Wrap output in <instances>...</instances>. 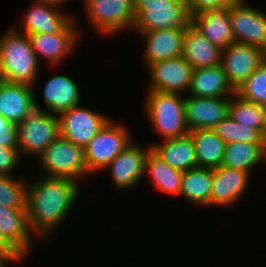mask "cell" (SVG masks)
I'll return each instance as SVG.
<instances>
[{
  "label": "cell",
  "mask_w": 266,
  "mask_h": 267,
  "mask_svg": "<svg viewBox=\"0 0 266 267\" xmlns=\"http://www.w3.org/2000/svg\"><path fill=\"white\" fill-rule=\"evenodd\" d=\"M182 57L193 69L212 67L221 64L222 49L190 24L183 38Z\"/></svg>",
  "instance_id": "23"
},
{
  "label": "cell",
  "mask_w": 266,
  "mask_h": 267,
  "mask_svg": "<svg viewBox=\"0 0 266 267\" xmlns=\"http://www.w3.org/2000/svg\"><path fill=\"white\" fill-rule=\"evenodd\" d=\"M10 263L1 253H0V267H8Z\"/></svg>",
  "instance_id": "41"
},
{
  "label": "cell",
  "mask_w": 266,
  "mask_h": 267,
  "mask_svg": "<svg viewBox=\"0 0 266 267\" xmlns=\"http://www.w3.org/2000/svg\"><path fill=\"white\" fill-rule=\"evenodd\" d=\"M132 30L145 33L153 30L187 28L191 15L184 0H169L168 4L147 5V9H134Z\"/></svg>",
  "instance_id": "8"
},
{
  "label": "cell",
  "mask_w": 266,
  "mask_h": 267,
  "mask_svg": "<svg viewBox=\"0 0 266 267\" xmlns=\"http://www.w3.org/2000/svg\"><path fill=\"white\" fill-rule=\"evenodd\" d=\"M40 1H44L48 4L57 6L58 8L59 6L61 7V5L64 6V4H67L68 1L70 2V0H40Z\"/></svg>",
  "instance_id": "39"
},
{
  "label": "cell",
  "mask_w": 266,
  "mask_h": 267,
  "mask_svg": "<svg viewBox=\"0 0 266 267\" xmlns=\"http://www.w3.org/2000/svg\"><path fill=\"white\" fill-rule=\"evenodd\" d=\"M0 145L9 148H18L17 125L0 114Z\"/></svg>",
  "instance_id": "35"
},
{
  "label": "cell",
  "mask_w": 266,
  "mask_h": 267,
  "mask_svg": "<svg viewBox=\"0 0 266 267\" xmlns=\"http://www.w3.org/2000/svg\"><path fill=\"white\" fill-rule=\"evenodd\" d=\"M229 116L237 123L256 129L262 134L263 105L246 101L234 94L230 97Z\"/></svg>",
  "instance_id": "30"
},
{
  "label": "cell",
  "mask_w": 266,
  "mask_h": 267,
  "mask_svg": "<svg viewBox=\"0 0 266 267\" xmlns=\"http://www.w3.org/2000/svg\"><path fill=\"white\" fill-rule=\"evenodd\" d=\"M262 136L266 140V105H263V124H262Z\"/></svg>",
  "instance_id": "40"
},
{
  "label": "cell",
  "mask_w": 266,
  "mask_h": 267,
  "mask_svg": "<svg viewBox=\"0 0 266 267\" xmlns=\"http://www.w3.org/2000/svg\"><path fill=\"white\" fill-rule=\"evenodd\" d=\"M90 25L102 36L132 30L135 14L125 0H83Z\"/></svg>",
  "instance_id": "7"
},
{
  "label": "cell",
  "mask_w": 266,
  "mask_h": 267,
  "mask_svg": "<svg viewBox=\"0 0 266 267\" xmlns=\"http://www.w3.org/2000/svg\"><path fill=\"white\" fill-rule=\"evenodd\" d=\"M0 253L11 263H18L24 257L0 233Z\"/></svg>",
  "instance_id": "37"
},
{
  "label": "cell",
  "mask_w": 266,
  "mask_h": 267,
  "mask_svg": "<svg viewBox=\"0 0 266 267\" xmlns=\"http://www.w3.org/2000/svg\"><path fill=\"white\" fill-rule=\"evenodd\" d=\"M37 160L47 177L68 178L80 182L81 177L90 175L84 148L60 135L44 149Z\"/></svg>",
  "instance_id": "4"
},
{
  "label": "cell",
  "mask_w": 266,
  "mask_h": 267,
  "mask_svg": "<svg viewBox=\"0 0 266 267\" xmlns=\"http://www.w3.org/2000/svg\"><path fill=\"white\" fill-rule=\"evenodd\" d=\"M0 233L24 258L31 252L36 236L30 230L25 208L0 206Z\"/></svg>",
  "instance_id": "22"
},
{
  "label": "cell",
  "mask_w": 266,
  "mask_h": 267,
  "mask_svg": "<svg viewBox=\"0 0 266 267\" xmlns=\"http://www.w3.org/2000/svg\"><path fill=\"white\" fill-rule=\"evenodd\" d=\"M151 145L147 149L133 141L105 168L110 170L113 186L124 190L141 182L144 178L145 162Z\"/></svg>",
  "instance_id": "14"
},
{
  "label": "cell",
  "mask_w": 266,
  "mask_h": 267,
  "mask_svg": "<svg viewBox=\"0 0 266 267\" xmlns=\"http://www.w3.org/2000/svg\"><path fill=\"white\" fill-rule=\"evenodd\" d=\"M27 181L22 177L0 175V206L25 208Z\"/></svg>",
  "instance_id": "32"
},
{
  "label": "cell",
  "mask_w": 266,
  "mask_h": 267,
  "mask_svg": "<svg viewBox=\"0 0 266 267\" xmlns=\"http://www.w3.org/2000/svg\"><path fill=\"white\" fill-rule=\"evenodd\" d=\"M148 90L144 111L153 129L162 139L186 136L190 130L185 120V96Z\"/></svg>",
  "instance_id": "3"
},
{
  "label": "cell",
  "mask_w": 266,
  "mask_h": 267,
  "mask_svg": "<svg viewBox=\"0 0 266 267\" xmlns=\"http://www.w3.org/2000/svg\"><path fill=\"white\" fill-rule=\"evenodd\" d=\"M40 177L27 181L25 209L31 232L47 240L72 211L81 191L78 181Z\"/></svg>",
  "instance_id": "1"
},
{
  "label": "cell",
  "mask_w": 266,
  "mask_h": 267,
  "mask_svg": "<svg viewBox=\"0 0 266 267\" xmlns=\"http://www.w3.org/2000/svg\"><path fill=\"white\" fill-rule=\"evenodd\" d=\"M44 85L43 98L47 109L40 107L37 97L34 96L36 110L58 116L81 102V91L76 82L68 76L54 75Z\"/></svg>",
  "instance_id": "16"
},
{
  "label": "cell",
  "mask_w": 266,
  "mask_h": 267,
  "mask_svg": "<svg viewBox=\"0 0 266 267\" xmlns=\"http://www.w3.org/2000/svg\"><path fill=\"white\" fill-rule=\"evenodd\" d=\"M250 175L225 166L214 168L211 206L229 207L237 203L248 188Z\"/></svg>",
  "instance_id": "17"
},
{
  "label": "cell",
  "mask_w": 266,
  "mask_h": 267,
  "mask_svg": "<svg viewBox=\"0 0 266 267\" xmlns=\"http://www.w3.org/2000/svg\"><path fill=\"white\" fill-rule=\"evenodd\" d=\"M235 94L246 101L266 105V60L240 85Z\"/></svg>",
  "instance_id": "33"
},
{
  "label": "cell",
  "mask_w": 266,
  "mask_h": 267,
  "mask_svg": "<svg viewBox=\"0 0 266 267\" xmlns=\"http://www.w3.org/2000/svg\"><path fill=\"white\" fill-rule=\"evenodd\" d=\"M266 60V51L259 46L234 42L222 50L221 66L236 91Z\"/></svg>",
  "instance_id": "10"
},
{
  "label": "cell",
  "mask_w": 266,
  "mask_h": 267,
  "mask_svg": "<svg viewBox=\"0 0 266 267\" xmlns=\"http://www.w3.org/2000/svg\"><path fill=\"white\" fill-rule=\"evenodd\" d=\"M21 158L18 148L0 145V175L11 176L12 171L18 168Z\"/></svg>",
  "instance_id": "34"
},
{
  "label": "cell",
  "mask_w": 266,
  "mask_h": 267,
  "mask_svg": "<svg viewBox=\"0 0 266 267\" xmlns=\"http://www.w3.org/2000/svg\"><path fill=\"white\" fill-rule=\"evenodd\" d=\"M78 22L73 18L60 32L56 34H29L31 47L39 60L45 59L53 65L60 64L64 58L72 54L73 49L78 46L80 32Z\"/></svg>",
  "instance_id": "11"
},
{
  "label": "cell",
  "mask_w": 266,
  "mask_h": 267,
  "mask_svg": "<svg viewBox=\"0 0 266 267\" xmlns=\"http://www.w3.org/2000/svg\"><path fill=\"white\" fill-rule=\"evenodd\" d=\"M188 134L193 139L197 167L214 169L222 166L226 143L213 129H193Z\"/></svg>",
  "instance_id": "27"
},
{
  "label": "cell",
  "mask_w": 266,
  "mask_h": 267,
  "mask_svg": "<svg viewBox=\"0 0 266 267\" xmlns=\"http://www.w3.org/2000/svg\"><path fill=\"white\" fill-rule=\"evenodd\" d=\"M213 169L195 167L183 172L179 197L195 206H210Z\"/></svg>",
  "instance_id": "26"
},
{
  "label": "cell",
  "mask_w": 266,
  "mask_h": 267,
  "mask_svg": "<svg viewBox=\"0 0 266 267\" xmlns=\"http://www.w3.org/2000/svg\"><path fill=\"white\" fill-rule=\"evenodd\" d=\"M230 97H185V120L189 130L213 129L229 115Z\"/></svg>",
  "instance_id": "15"
},
{
  "label": "cell",
  "mask_w": 266,
  "mask_h": 267,
  "mask_svg": "<svg viewBox=\"0 0 266 267\" xmlns=\"http://www.w3.org/2000/svg\"><path fill=\"white\" fill-rule=\"evenodd\" d=\"M74 17L61 11L57 6L44 1L35 0L31 8L22 18L21 33L24 34H56L60 32Z\"/></svg>",
  "instance_id": "18"
},
{
  "label": "cell",
  "mask_w": 266,
  "mask_h": 267,
  "mask_svg": "<svg viewBox=\"0 0 266 267\" xmlns=\"http://www.w3.org/2000/svg\"><path fill=\"white\" fill-rule=\"evenodd\" d=\"M169 0H136L134 9H147V5L168 4Z\"/></svg>",
  "instance_id": "38"
},
{
  "label": "cell",
  "mask_w": 266,
  "mask_h": 267,
  "mask_svg": "<svg viewBox=\"0 0 266 267\" xmlns=\"http://www.w3.org/2000/svg\"><path fill=\"white\" fill-rule=\"evenodd\" d=\"M33 88L0 80V114L18 125L35 110Z\"/></svg>",
  "instance_id": "21"
},
{
  "label": "cell",
  "mask_w": 266,
  "mask_h": 267,
  "mask_svg": "<svg viewBox=\"0 0 266 267\" xmlns=\"http://www.w3.org/2000/svg\"><path fill=\"white\" fill-rule=\"evenodd\" d=\"M163 142L150 145L152 151L170 167L182 172L197 167L193 139L189 134L179 138L165 139Z\"/></svg>",
  "instance_id": "25"
},
{
  "label": "cell",
  "mask_w": 266,
  "mask_h": 267,
  "mask_svg": "<svg viewBox=\"0 0 266 267\" xmlns=\"http://www.w3.org/2000/svg\"><path fill=\"white\" fill-rule=\"evenodd\" d=\"M135 1L136 0H125V3H127L134 10Z\"/></svg>",
  "instance_id": "42"
},
{
  "label": "cell",
  "mask_w": 266,
  "mask_h": 267,
  "mask_svg": "<svg viewBox=\"0 0 266 267\" xmlns=\"http://www.w3.org/2000/svg\"><path fill=\"white\" fill-rule=\"evenodd\" d=\"M229 14L235 42L259 46L266 51V13L239 0Z\"/></svg>",
  "instance_id": "12"
},
{
  "label": "cell",
  "mask_w": 266,
  "mask_h": 267,
  "mask_svg": "<svg viewBox=\"0 0 266 267\" xmlns=\"http://www.w3.org/2000/svg\"><path fill=\"white\" fill-rule=\"evenodd\" d=\"M59 135L84 148L97 132L111 119L79 105L58 115Z\"/></svg>",
  "instance_id": "9"
},
{
  "label": "cell",
  "mask_w": 266,
  "mask_h": 267,
  "mask_svg": "<svg viewBox=\"0 0 266 267\" xmlns=\"http://www.w3.org/2000/svg\"><path fill=\"white\" fill-rule=\"evenodd\" d=\"M188 91L189 96L195 97H231L235 94L221 65L193 69Z\"/></svg>",
  "instance_id": "24"
},
{
  "label": "cell",
  "mask_w": 266,
  "mask_h": 267,
  "mask_svg": "<svg viewBox=\"0 0 266 267\" xmlns=\"http://www.w3.org/2000/svg\"><path fill=\"white\" fill-rule=\"evenodd\" d=\"M186 28H172L138 33L144 38L146 66L151 63L182 56L183 38Z\"/></svg>",
  "instance_id": "19"
},
{
  "label": "cell",
  "mask_w": 266,
  "mask_h": 267,
  "mask_svg": "<svg viewBox=\"0 0 266 267\" xmlns=\"http://www.w3.org/2000/svg\"><path fill=\"white\" fill-rule=\"evenodd\" d=\"M149 176L153 186L158 191L167 195H180L183 172L170 167L164 160L152 150L149 152L146 162L144 176Z\"/></svg>",
  "instance_id": "28"
},
{
  "label": "cell",
  "mask_w": 266,
  "mask_h": 267,
  "mask_svg": "<svg viewBox=\"0 0 266 267\" xmlns=\"http://www.w3.org/2000/svg\"><path fill=\"white\" fill-rule=\"evenodd\" d=\"M148 90L164 93H183L189 90L193 67L182 57L151 63Z\"/></svg>",
  "instance_id": "13"
},
{
  "label": "cell",
  "mask_w": 266,
  "mask_h": 267,
  "mask_svg": "<svg viewBox=\"0 0 266 267\" xmlns=\"http://www.w3.org/2000/svg\"><path fill=\"white\" fill-rule=\"evenodd\" d=\"M39 65L27 34L9 29L0 37V80L34 87Z\"/></svg>",
  "instance_id": "2"
},
{
  "label": "cell",
  "mask_w": 266,
  "mask_h": 267,
  "mask_svg": "<svg viewBox=\"0 0 266 267\" xmlns=\"http://www.w3.org/2000/svg\"><path fill=\"white\" fill-rule=\"evenodd\" d=\"M190 15L206 10L228 8L239 0H184Z\"/></svg>",
  "instance_id": "36"
},
{
  "label": "cell",
  "mask_w": 266,
  "mask_h": 267,
  "mask_svg": "<svg viewBox=\"0 0 266 267\" xmlns=\"http://www.w3.org/2000/svg\"><path fill=\"white\" fill-rule=\"evenodd\" d=\"M18 150L37 157L59 136V119L47 111L34 110L18 125Z\"/></svg>",
  "instance_id": "6"
},
{
  "label": "cell",
  "mask_w": 266,
  "mask_h": 267,
  "mask_svg": "<svg viewBox=\"0 0 266 267\" xmlns=\"http://www.w3.org/2000/svg\"><path fill=\"white\" fill-rule=\"evenodd\" d=\"M191 25L222 50L235 42L229 8L194 13L191 15Z\"/></svg>",
  "instance_id": "20"
},
{
  "label": "cell",
  "mask_w": 266,
  "mask_h": 267,
  "mask_svg": "<svg viewBox=\"0 0 266 267\" xmlns=\"http://www.w3.org/2000/svg\"><path fill=\"white\" fill-rule=\"evenodd\" d=\"M115 122L110 119L84 147L85 160L90 174L104 171L108 164L133 140L128 128Z\"/></svg>",
  "instance_id": "5"
},
{
  "label": "cell",
  "mask_w": 266,
  "mask_h": 267,
  "mask_svg": "<svg viewBox=\"0 0 266 267\" xmlns=\"http://www.w3.org/2000/svg\"><path fill=\"white\" fill-rule=\"evenodd\" d=\"M264 160L266 162V143L238 141L226 144L222 166L251 174L252 168Z\"/></svg>",
  "instance_id": "29"
},
{
  "label": "cell",
  "mask_w": 266,
  "mask_h": 267,
  "mask_svg": "<svg viewBox=\"0 0 266 267\" xmlns=\"http://www.w3.org/2000/svg\"><path fill=\"white\" fill-rule=\"evenodd\" d=\"M213 130L226 144L238 141L266 143V140L258 130L237 123L229 115L222 119Z\"/></svg>",
  "instance_id": "31"
}]
</instances>
